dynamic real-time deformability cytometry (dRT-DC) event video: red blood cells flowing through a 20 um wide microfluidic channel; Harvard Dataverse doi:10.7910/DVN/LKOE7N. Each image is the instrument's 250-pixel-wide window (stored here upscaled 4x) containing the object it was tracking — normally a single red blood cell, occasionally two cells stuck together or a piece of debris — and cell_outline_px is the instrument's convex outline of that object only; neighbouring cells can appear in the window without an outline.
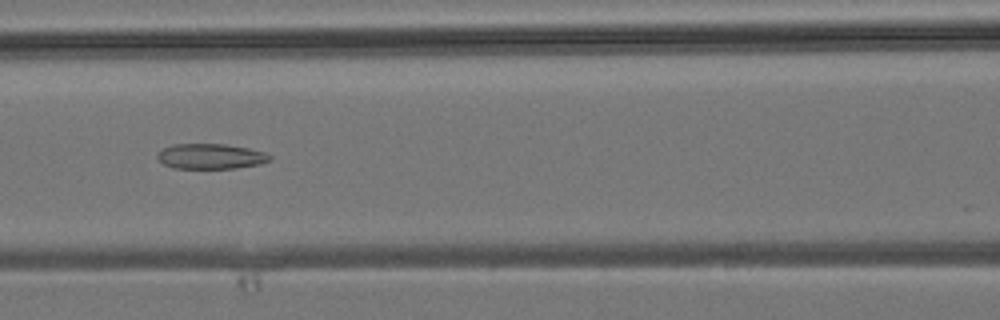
{"species": "common noctule bat (a hibernating species)", "species_latin": "Nyctalus noctula", "temperature_condition": "room temperature", "stored_images_in_passage": 27, "camera_frame_rate_fps": 3000, "um_per_image_px": 0.085, "animal": {"sex": "male", "body_mass_g": 19.2, "forearm_length_mm": 51.8}, "frame": {"image": 1, "passage_image": 12, "time_ms": 3.667, "image_size_px": [1000, 320], "cell_outline_px": [[272, 160], [260, 164], [236, 168], [172, 168], [164, 164], [156, 156], [164, 148], [172, 144], [224, 144], [248, 148], [264, 152], [272, 156]], "centroid_in_image_um": [17.94, 13.29], "position_along_channel_um": 148.7, "area_um2": 16.47}}
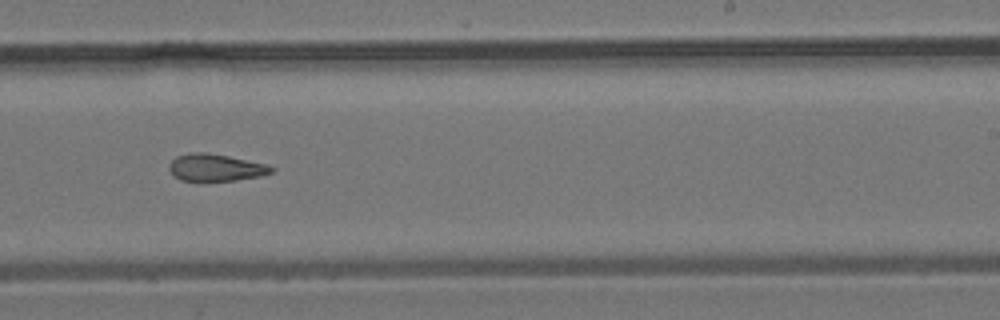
{"frame": {"image": 2, "passage_image": 20, "time_ms": 6.333, "image_size_px": [1000, 320], "cell_outline_px": [[276, 168], [272, 172], [264, 176], [236, 180], [180, 180], [168, 168], [168, 164], [176, 156], [188, 152], [208, 152], [268, 164]], "centroid_in_image_um": [18.37, 14.22], "position_along_channel_um": 270.6, "area_um2": 16.24}}
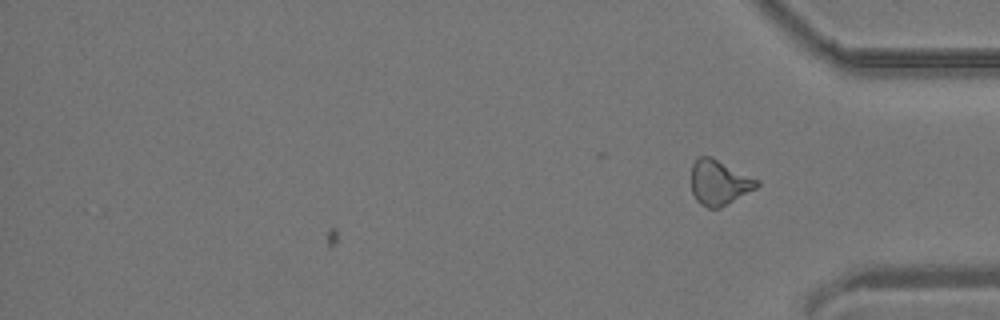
{"frame": {"image": 3, "passage_image": 27, "time_ms": 8.667, "image_size_px": [1000, 320], "cell_outline_px": [[760, 184], [756, 188], [720, 208], [708, 208], [700, 204], [696, 200], [692, 192], [692, 164], [700, 156], [712, 156], [760, 180]], "centroid_in_image_um": [61.14, 15.5], "position_along_channel_um": 374.1, "area_um2": 17.28}}